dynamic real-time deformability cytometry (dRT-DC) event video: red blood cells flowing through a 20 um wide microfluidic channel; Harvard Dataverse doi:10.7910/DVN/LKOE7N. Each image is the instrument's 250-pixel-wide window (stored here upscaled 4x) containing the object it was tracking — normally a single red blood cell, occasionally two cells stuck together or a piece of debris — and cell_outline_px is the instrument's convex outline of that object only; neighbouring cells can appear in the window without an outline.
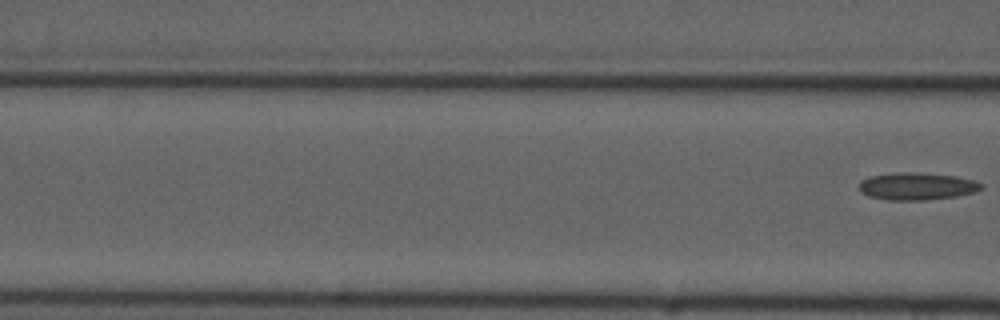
{"species": "common noctule bat (a hibernating species)", "species_latin": "Nyctalus noctula", "temperature_condition": "cold", "stored_images_in_passage": 5, "camera_frame_rate_fps": 3000, "um_per_image_px": 0.085, "animal": {"sex": "male", "forearm_length_mm": 52.5}, "frame": {"image": 1, "passage_image": 5, "time_ms": 5.667, "image_size_px": [1000, 320], "cell_outline_px": [[984, 188], [972, 192], [956, 196], [924, 200], [888, 200], [868, 196], [860, 192], [860, 180], [868, 176], [896, 172], [920, 172], [956, 176], [976, 180], [984, 184]], "centroid_in_image_um": [77.93, 15.82], "position_along_channel_um": 88.7, "area_um2": 19.71}}